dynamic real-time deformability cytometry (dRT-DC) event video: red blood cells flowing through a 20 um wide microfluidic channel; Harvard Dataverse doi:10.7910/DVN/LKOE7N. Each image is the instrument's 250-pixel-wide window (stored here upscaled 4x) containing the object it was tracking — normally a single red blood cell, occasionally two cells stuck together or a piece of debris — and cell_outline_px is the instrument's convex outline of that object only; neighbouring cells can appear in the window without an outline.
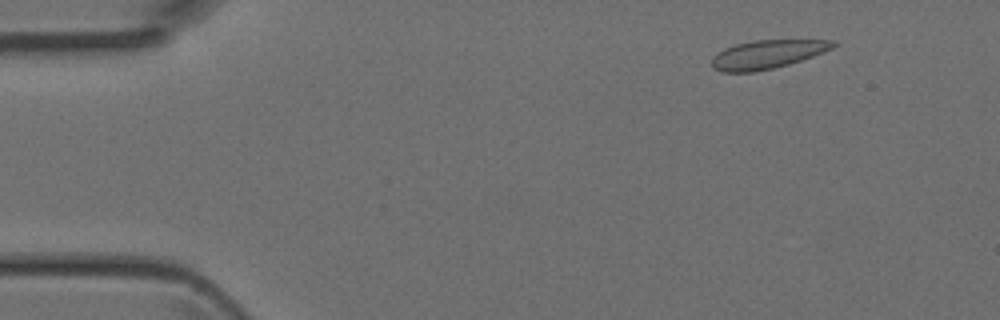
{"species": "Egyptian fruit bat (a non-hibernating species)", "species_latin": "Rousettus aegyptiacus", "temperature_condition": "room temperature", "stored_images_in_passage": 46, "camera_frame_rate_fps": 3000, "um_per_image_px": 0.085, "animal": {"sex": "female"}, "frame": {"image": 1, "passage_image": 5, "time_ms": 1.333, "image_size_px": [1000, 320], "cell_outline_px": [[840, 44], [832, 48], [812, 56], [788, 64], [772, 68], [752, 72], [724, 72], [712, 68], [712, 60], [724, 48], [736, 44], [752, 40], [836, 40]], "centroid_in_image_um": [65.25, 4.61], "position_along_channel_um": 19.8, "area_um2": 19.94}}
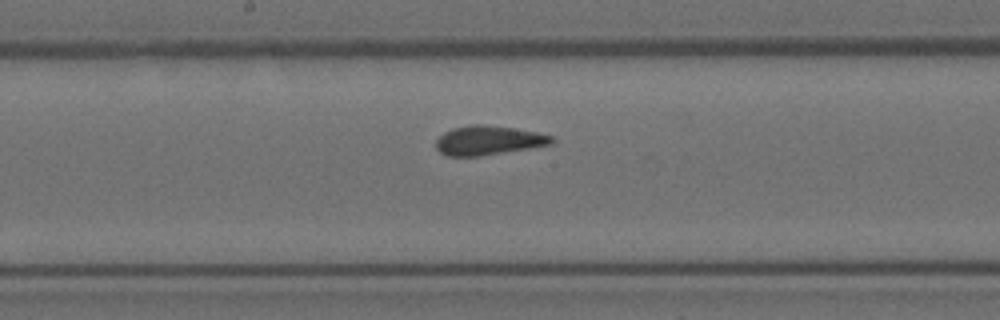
{"frame": {"image": 2, "passage_image": 24, "time_ms": 7.667, "image_size_px": [1000, 320], "cell_outline_px": [[556, 140], [552, 144], [480, 156], [448, 156], [440, 152], [436, 148], [436, 140], [444, 132], [452, 128], [468, 124], [484, 124], [512, 128], [536, 132], [552, 136]], "centroid_in_image_um": [41.49, 11.92], "position_along_channel_um": 206.7, "area_um2": 19.65}}
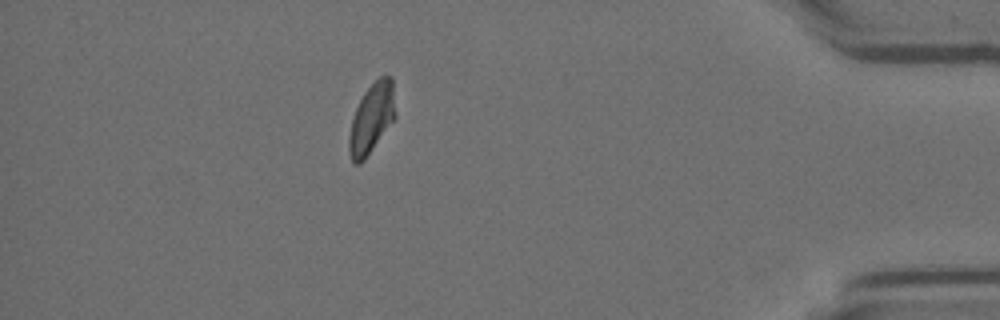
{"frame": {"image": 3, "passage_image": 41, "time_ms": 13.333, "image_size_px": [1000, 320], "cell_outline_px": [[396, 116], [364, 160], [360, 164], [352, 164], [348, 152], [348, 136], [352, 120], [356, 108], [364, 92], [380, 76], [392, 76]], "centroid_in_image_um": [31.57, 10.08], "position_along_channel_um": 403.6, "area_um2": 18.79}}